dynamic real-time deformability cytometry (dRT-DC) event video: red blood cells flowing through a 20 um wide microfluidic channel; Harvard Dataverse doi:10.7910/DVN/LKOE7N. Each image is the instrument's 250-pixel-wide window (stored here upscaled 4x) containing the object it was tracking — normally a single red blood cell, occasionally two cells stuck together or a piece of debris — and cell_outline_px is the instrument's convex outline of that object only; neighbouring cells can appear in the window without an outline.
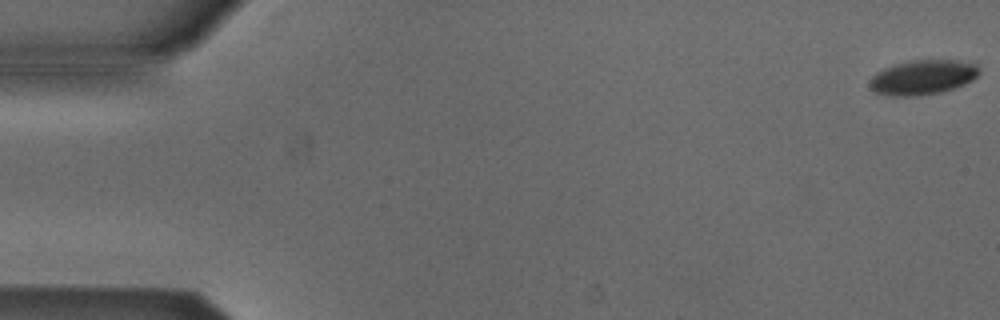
{"species": "Egyptian fruit bat (a non-hibernating species)", "species_latin": "Rousettus aegyptiacus", "temperature_condition": "cold", "stored_images_in_passage": 54, "camera_frame_rate_fps": 3000, "um_per_image_px": 0.085, "animal": {"sex": "male"}, "frame": {"image": 1, "passage_image": 1, "time_ms": 0.0, "image_size_px": [1000, 320], "cell_outline_px": [[980, 72], [972, 80], [964, 84], [940, 92], [916, 96], [888, 96], [876, 92], [872, 88], [872, 76], [876, 72], [884, 68], [908, 60], [956, 60], [976, 64], [980, 68]], "centroid_in_image_um": [78.45, 6.56], "position_along_channel_um": 6.5, "area_um2": 21.91}}
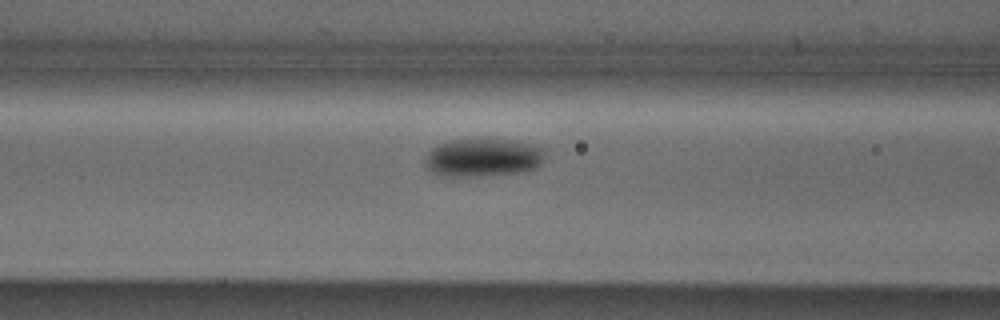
{"frame": {"image": 2, "passage_image": 22, "time_ms": 7.0, "image_size_px": [1000, 320], "cell_outline_px": [[544, 160], [536, 168], [524, 172], [480, 176], [444, 176], [432, 172], [424, 164], [424, 160], [428, 152], [432, 148], [448, 140], [488, 136], [516, 140], [532, 144], [544, 148]], "centroid_in_image_um": [41.08, 13.35], "position_along_channel_um": 125.5, "area_um2": 27.74}}
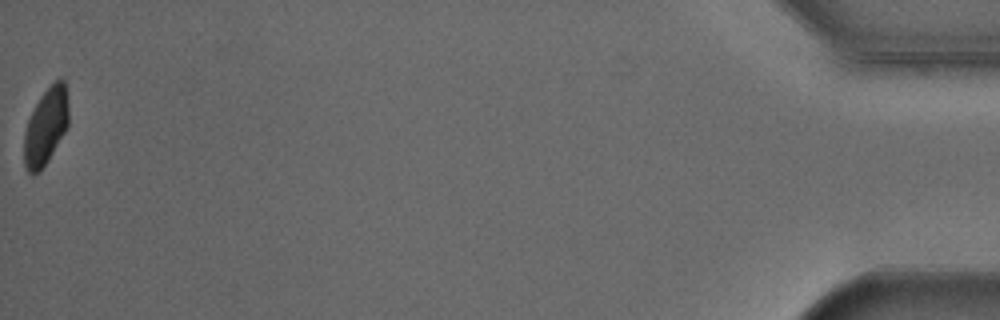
{"frame": {"image": 3, "passage_image": 54, "time_ms": 17.667, "image_size_px": [1000, 320], "cell_outline_px": [[68, 128], [48, 160], [40, 172], [32, 176], [28, 172], [24, 164], [24, 132], [28, 120], [40, 96], [60, 76], [64, 80], [68, 96]], "centroid_in_image_um": [3.91, 10.76], "position_along_channel_um": 431.3, "area_um2": 20.11}, "authors_computed_cell_mechanics": {"area_um2": 24.2182, "velocity_mm_per_s": 3.8481, "shape_relaxation_time_tau1_ms": 2.7806, "shape_relaxation_time_tau2_ms": null, "deformation_change_tau1": 0.0816, "deformation_change_tau2": null}}